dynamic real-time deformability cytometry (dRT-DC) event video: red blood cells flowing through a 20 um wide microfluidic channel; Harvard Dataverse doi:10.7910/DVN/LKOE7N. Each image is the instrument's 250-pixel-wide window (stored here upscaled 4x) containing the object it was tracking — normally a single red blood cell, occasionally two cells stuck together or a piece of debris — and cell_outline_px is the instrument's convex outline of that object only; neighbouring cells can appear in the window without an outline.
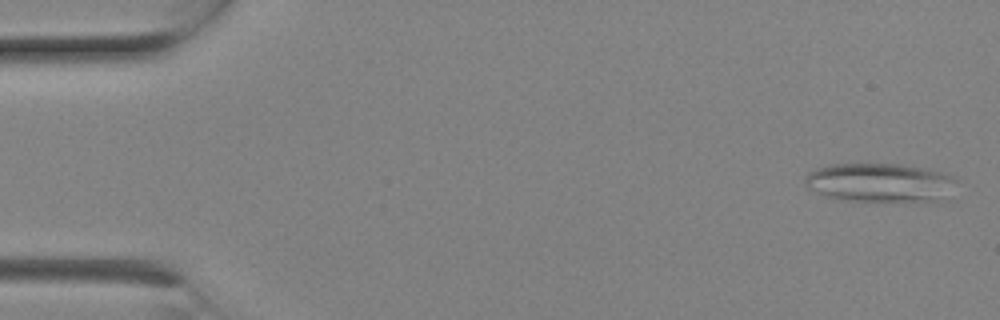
{"species": "Egyptian fruit bat (a non-hibernating species)", "species_latin": "Rousettus aegyptiacus", "temperature_condition": "room temperature", "stored_images_in_passage": 6, "camera_frame_rate_fps": 3000, "um_per_image_px": 0.085, "animal": {"sex": "female"}, "frame": {"image": 1, "passage_image": 1, "time_ms": 0.0, "image_size_px": [1000, 320], "cell_outline_px": [[956, 180], [936, 200], [928, 204], [848, 200], [824, 196], [808, 188], [804, 184], [804, 176], [808, 172], [816, 168], [828, 164], [896, 164], [924, 168], [940, 172], [952, 176]], "centroid_in_image_um": [74.69, 15.54], "position_along_channel_um": 10.3, "area_um2": 34.51}}